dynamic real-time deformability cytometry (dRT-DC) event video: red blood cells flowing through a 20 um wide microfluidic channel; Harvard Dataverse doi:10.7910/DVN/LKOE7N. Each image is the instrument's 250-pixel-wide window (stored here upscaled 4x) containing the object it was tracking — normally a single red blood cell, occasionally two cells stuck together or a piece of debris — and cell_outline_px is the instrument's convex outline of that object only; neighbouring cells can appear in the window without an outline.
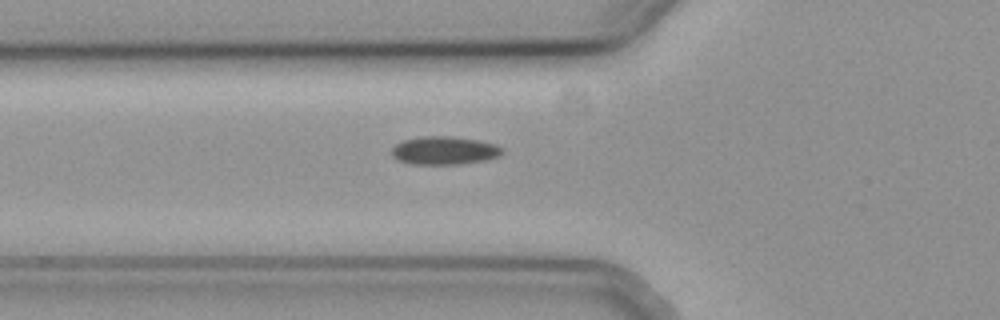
{"species": "common noctule bat (a hibernating species)", "species_latin": "Nyctalus noctula", "temperature_condition": "cold", "stored_images_in_passage": 6, "camera_frame_rate_fps": 3000, "um_per_image_px": 0.085, "animal": {"sex": "female", "body_mass_g": 19.3, "forearm_length_mm": 54.1}, "frame": {"image": 1, "passage_image": 2, "time_ms": 0.333, "image_size_px": [1000, 320], "cell_outline_px": [[504, 152], [500, 156], [484, 160], [460, 164], [412, 164], [400, 160], [392, 156], [392, 148], [396, 144], [404, 140], [424, 136], [452, 136], [480, 140], [496, 144]], "centroid_in_image_um": [37.79, 12.79], "position_along_channel_um": 88.0, "area_um2": 18.09}}